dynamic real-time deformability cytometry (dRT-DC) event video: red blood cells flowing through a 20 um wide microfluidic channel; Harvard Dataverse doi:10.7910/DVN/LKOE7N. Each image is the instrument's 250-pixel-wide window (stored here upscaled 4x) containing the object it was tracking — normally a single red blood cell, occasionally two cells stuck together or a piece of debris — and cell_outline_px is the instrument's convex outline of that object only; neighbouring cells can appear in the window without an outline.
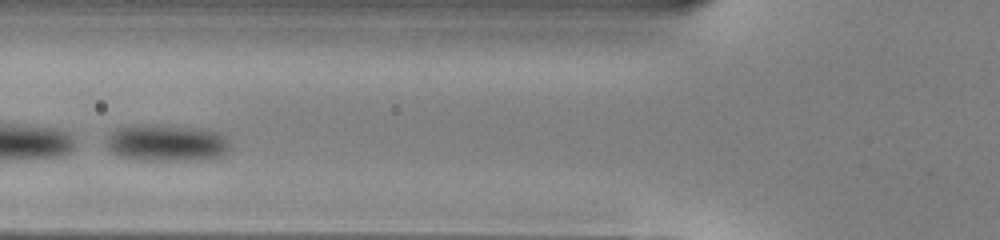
{"species": "common noctule bat (a hibernating species)", "species_latin": "Nyctalus noctula", "temperature_condition": "warm", "stored_images_in_passage": 40, "camera_frame_rate_fps": 3000, "um_per_image_px": 0.085, "animal": {"sex": "male", "body_mass_g": 13.0, "forearm_length_mm": 53.1}, "frame": {"image": 1, "passage_image": 9, "time_ms": 2.667, "image_size_px": [1000, 240], "cell_outline_px": [[228, 152], [220, 156], [196, 160], [136, 160], [120, 156], [112, 152], [104, 144], [104, 136], [116, 128], [132, 124], [156, 124], [200, 128], [224, 136], [228, 140]], "centroid_in_image_um": [14.04, 12.13], "position_along_channel_um": 111.8, "area_um2": 26.93}}
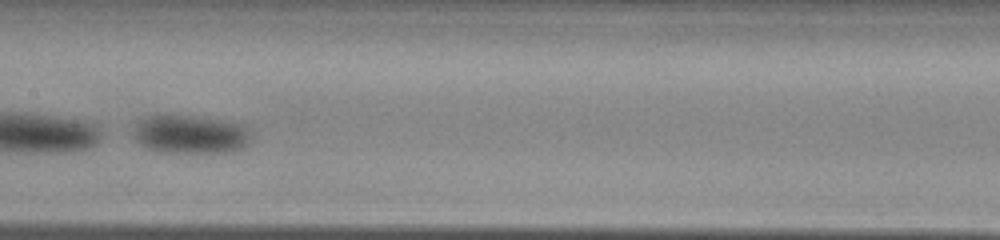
{"frame": {"image": 2, "passage_image": 15, "time_ms": 4.667, "image_size_px": [1000, 240], "cell_outline_px": [[252, 140], [248, 144], [236, 152], [156, 152], [140, 144], [136, 140], [132, 132], [136, 124], [140, 120], [148, 116], [192, 116], [240, 124], [248, 128], [252, 132]], "centroid_in_image_um": [16.21, 11.45], "position_along_channel_um": 191.2, "area_um2": 26.36}}
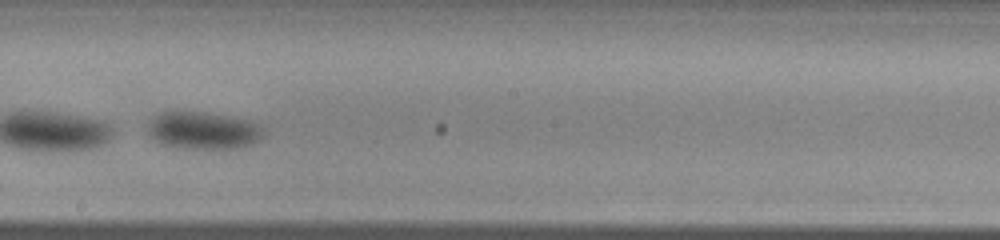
{"frame": {"image": 3, "passage_image": 18, "time_ms": 5.667, "image_size_px": [1000, 240], "cell_outline_px": [[264, 136], [260, 140], [252, 144], [240, 148], [184, 148], [164, 144], [156, 140], [144, 128], [160, 112], [172, 108], [204, 112], [252, 120], [264, 128]], "centroid_in_image_um": [17.28, 11.04], "position_along_channel_um": 230.9, "area_um2": 25.84}, "authors_computed_cell_mechanics": {"area_um2": 27.5417, "velocity_mm_per_s": 3.983, "shape_relaxation_time_tau1_ms": 2.4212, "shape_relaxation_time_tau2_ms": null, "deformation_change_tau1": 0.0717, "deformation_change_tau2": null}}